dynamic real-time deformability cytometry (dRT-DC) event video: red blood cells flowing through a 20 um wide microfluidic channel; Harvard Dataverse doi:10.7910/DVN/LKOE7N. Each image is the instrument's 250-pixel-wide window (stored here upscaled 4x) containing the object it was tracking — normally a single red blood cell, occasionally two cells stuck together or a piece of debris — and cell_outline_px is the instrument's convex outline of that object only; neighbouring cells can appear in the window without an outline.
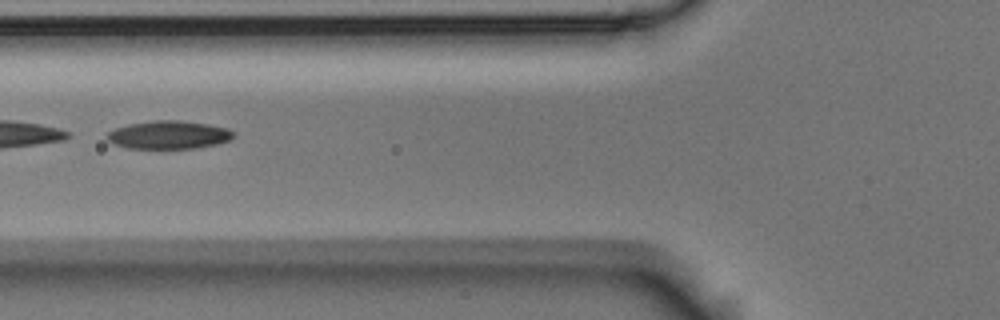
{"species": "Egyptian fruit bat (a non-hibernating species)", "species_latin": "Rousettus aegyptiacus", "temperature_condition": "room temperature", "stored_images_in_passage": 3, "camera_frame_rate_fps": 3000, "um_per_image_px": 0.085, "animal": {"sex": "male"}, "frame": {"image": 1, "passage_image": 2, "time_ms": 0.333, "image_size_px": [1000, 320], "cell_outline_px": [[236, 136], [232, 140], [216, 144], [196, 148], [128, 148], [112, 144], [108, 140], [108, 132], [116, 128], [128, 124], [152, 120], [176, 120], [208, 124], [228, 128], [236, 132]], "centroid_in_image_um": [14.39, 11.46], "position_along_channel_um": 111.4, "area_um2": 20.87}}
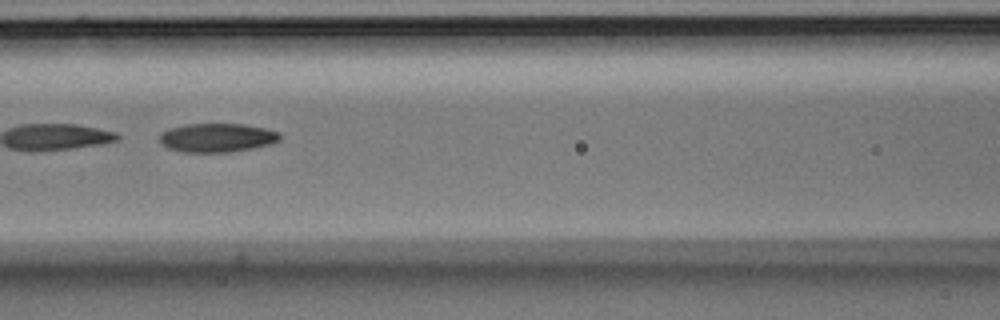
{"frame": {"image": 2, "passage_image": 3, "time_ms": 0.667, "image_size_px": [1000, 320], "cell_outline_px": [[280, 140], [272, 144], [252, 148], [228, 152], [184, 152], [168, 148], [160, 144], [160, 132], [168, 128], [184, 124], [244, 124], [264, 128], [280, 132]], "centroid_in_image_um": [18.43, 11.7], "position_along_channel_um": 148.2, "area_um2": 20.35}}